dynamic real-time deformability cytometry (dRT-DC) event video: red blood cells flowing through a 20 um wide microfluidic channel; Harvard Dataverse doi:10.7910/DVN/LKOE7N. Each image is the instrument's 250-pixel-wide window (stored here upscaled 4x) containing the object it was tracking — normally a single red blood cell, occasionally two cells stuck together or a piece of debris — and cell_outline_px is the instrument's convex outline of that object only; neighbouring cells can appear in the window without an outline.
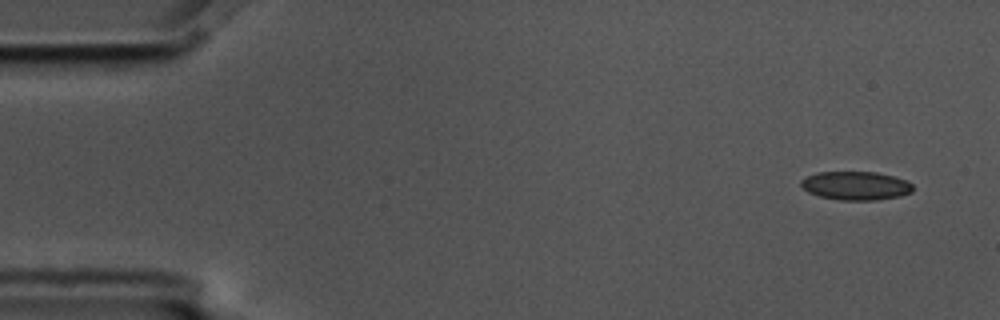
{"species": "common noctule bat (a hibernating species)", "species_latin": "Nyctalus noctula", "temperature_condition": "cold", "stored_images_in_passage": 4, "camera_frame_rate_fps": 3000, "um_per_image_px": 0.085, "animal": {"sex": "male", "body_mass_g": 17.5, "forearm_length_mm": 52.3}, "frame": {"image": 1, "passage_image": 1, "time_ms": 0.0, "image_size_px": [1000, 320], "cell_outline_px": [[912, 192], [900, 196], [876, 200], [840, 200], [820, 196], [808, 192], [800, 184], [800, 180], [816, 172], [876, 172], [908, 180], [912, 184]], "centroid_in_image_um": [72.75, 15.78], "position_along_channel_um": 12.3, "area_um2": 18.61}}
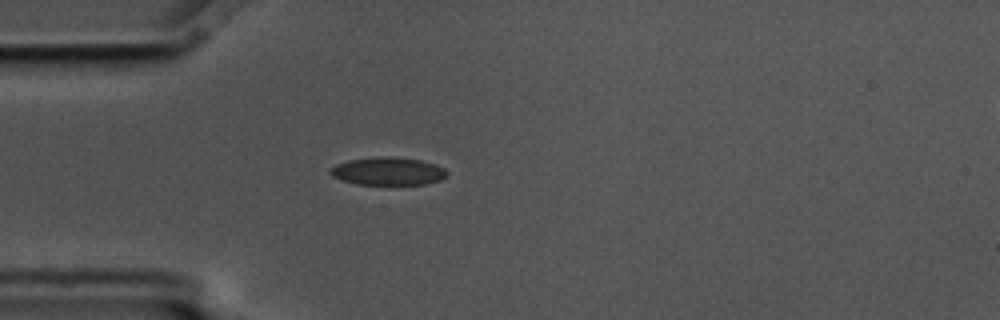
{"frame": {"image": 2, "passage_image": 4, "time_ms": 1.0, "image_size_px": [1000, 320], "cell_outline_px": [[448, 176], [440, 180], [428, 184], [356, 184], [340, 180], [332, 176], [328, 172], [336, 164], [348, 160], [384, 156], [388, 156], [420, 160], [436, 164], [444, 168], [448, 172]], "centroid_in_image_um": [32.99, 14.56], "position_along_channel_um": 52.0, "area_um2": 19.02}}